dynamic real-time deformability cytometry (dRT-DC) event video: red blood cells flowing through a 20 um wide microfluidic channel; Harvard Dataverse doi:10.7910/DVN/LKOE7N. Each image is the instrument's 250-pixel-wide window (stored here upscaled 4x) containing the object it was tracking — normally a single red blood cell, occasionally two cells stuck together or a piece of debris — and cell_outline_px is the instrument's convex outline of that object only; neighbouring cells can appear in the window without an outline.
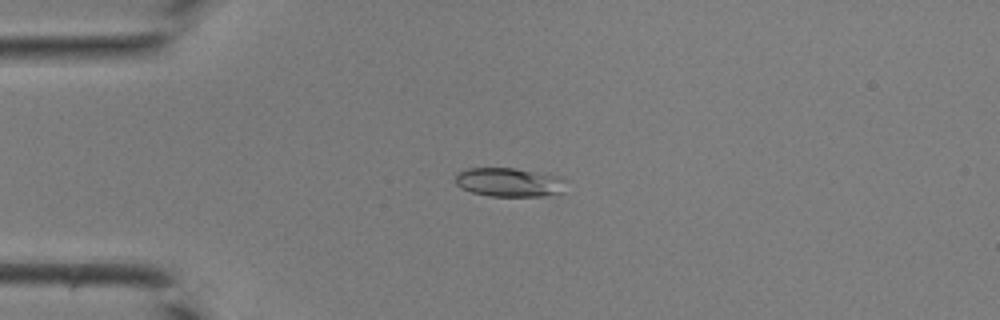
{"species": "common noctule bat (a hibernating species)", "species_latin": "Nyctalus noctula", "temperature_condition": "room temperature", "stored_images_in_passage": 41, "camera_frame_rate_fps": 3000, "um_per_image_px": 0.085, "animal": {"sex": "male", "body_mass_g": 19.0, "forearm_length_mm": 50.8}, "frame": {"image": 1, "passage_image": 10, "time_ms": 3.0, "image_size_px": [1000, 320], "cell_outline_px": [[564, 192], [544, 196], [488, 196], [472, 192], [456, 184], [456, 172], [468, 168], [516, 168], [560, 176], [564, 180]], "centroid_in_image_um": [43.29, 15.49], "position_along_channel_um": 41.7, "area_um2": 18.67}}
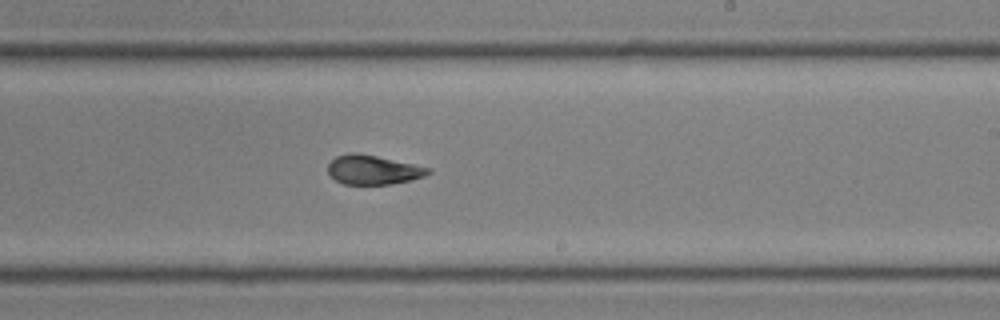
{"frame": {"image": 2, "passage_image": 25, "time_ms": 8.0, "image_size_px": [1000, 320], "cell_outline_px": [[432, 172], [424, 176], [412, 180], [392, 184], [344, 184], [336, 180], [328, 172], [328, 164], [336, 156], [348, 152], [360, 152], [432, 168]], "centroid_in_image_um": [31.73, 14.42], "position_along_channel_um": 257.3, "area_um2": 17.28}}
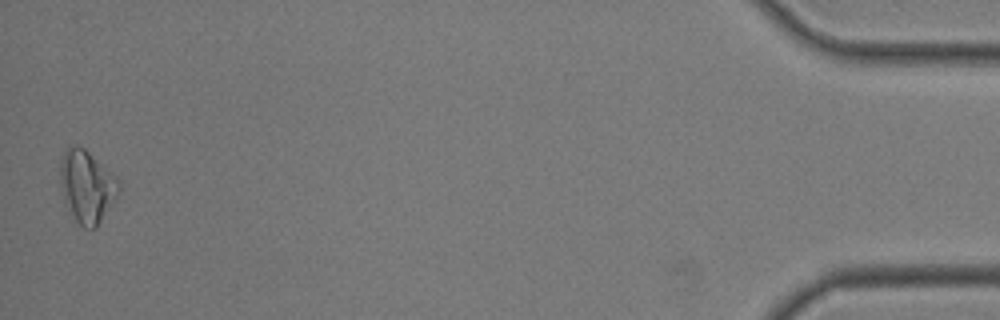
{"frame": {"image": 3, "passage_image": 41, "time_ms": 13.333, "image_size_px": [1000, 320], "cell_outline_px": [[120, 192], [96, 228], [84, 228], [68, 212], [64, 204], [60, 184], [60, 164], [64, 152], [72, 144], [76, 144], [84, 148], [112, 172], [120, 180]], "centroid_in_image_um": [7.38, 15.85], "position_along_channel_um": 427.8, "area_um2": 24.97}}